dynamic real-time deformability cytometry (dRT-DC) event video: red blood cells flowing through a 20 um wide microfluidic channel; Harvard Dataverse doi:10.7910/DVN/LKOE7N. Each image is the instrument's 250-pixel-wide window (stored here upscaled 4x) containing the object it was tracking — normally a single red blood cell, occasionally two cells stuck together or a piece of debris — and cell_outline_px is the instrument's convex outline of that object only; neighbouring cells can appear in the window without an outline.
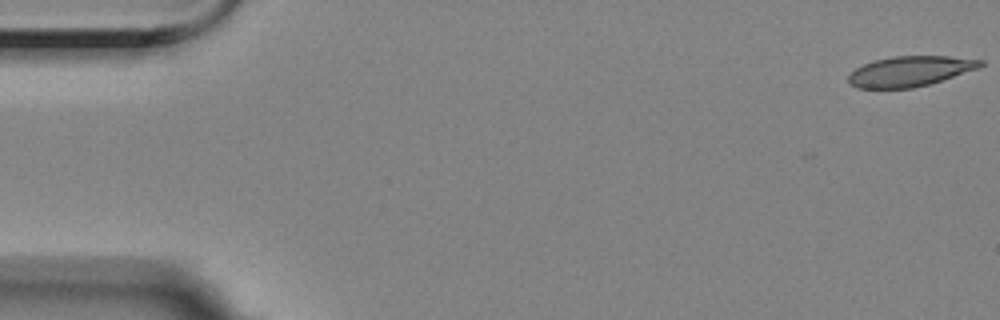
{"species": "Egyptian fruit bat (a non-hibernating species)", "species_latin": "Rousettus aegyptiacus", "temperature_condition": "room temperature", "stored_images_in_passage": 57, "camera_frame_rate_fps": 3000, "um_per_image_px": 0.085, "animal": {"sex": "female"}, "frame": {"image": 1, "passage_image": 1, "time_ms": 0.0, "image_size_px": [1000, 320], "cell_outline_px": [[984, 64], [980, 68], [928, 84], [912, 88], [856, 88], [848, 84], [848, 76], [856, 68], [864, 64], [876, 60], [892, 56], [948, 56], [984, 60]], "centroid_in_image_um": [77.35, 6.05], "position_along_channel_um": 7.6, "area_um2": 23.18}}
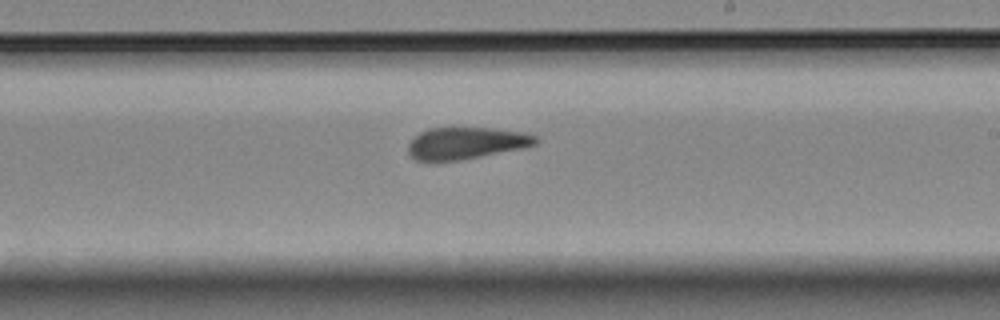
{"frame": {"image": 2, "passage_image": 33, "time_ms": 10.667, "image_size_px": [1000, 320], "cell_outline_px": [[540, 140], [536, 144], [524, 148], [460, 160], [436, 164], [416, 160], [408, 156], [408, 144], [420, 132], [428, 128], [492, 128], [520, 132], [536, 136]], "centroid_in_image_um": [39.55, 12.21], "position_along_channel_um": 249.4, "area_um2": 24.16}}
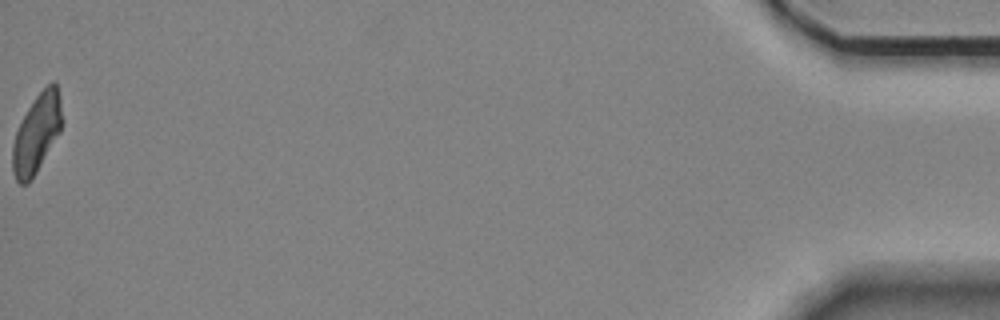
{"frame": {"image": 3, "passage_image": 57, "time_ms": 18.667, "image_size_px": [1000, 320], "cell_outline_px": [[60, 132], [36, 172], [28, 184], [20, 184], [16, 180], [12, 172], [12, 144], [16, 132], [28, 108], [36, 96], [52, 80], [56, 80], [60, 96]], "centroid_in_image_um": [3.1, 11.35], "position_along_channel_um": 432.1, "area_um2": 22.31}, "authors_computed_cell_mechanics": {"area_um2": 24.7384, "velocity_mm_per_s": 3.5173, "shape_relaxation_time_tau1_ms": null, "shape_relaxation_time_tau2_ms": 2.5928, "deformation_change_tau1": null, "deformation_change_tau2": 0.101}}